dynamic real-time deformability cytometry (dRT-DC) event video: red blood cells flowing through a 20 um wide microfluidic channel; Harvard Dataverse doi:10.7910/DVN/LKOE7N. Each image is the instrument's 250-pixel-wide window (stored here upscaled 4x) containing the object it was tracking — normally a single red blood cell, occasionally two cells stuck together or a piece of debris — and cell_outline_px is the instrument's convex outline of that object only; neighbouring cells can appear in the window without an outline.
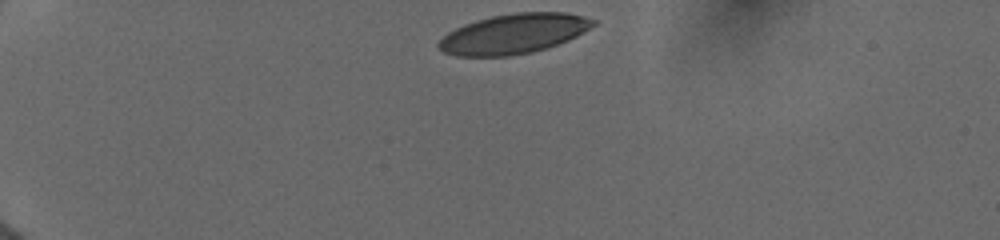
{"species": "human", "species_latin": "Homo sapiens", "temperature_condition": "cold", "stored_images_in_passage": 55, "camera_frame_rate_fps": 3000, "um_per_image_px": 0.085, "donor": {"sex": "female"}, "frame": {"image": 1, "passage_image": 1, "time_ms": 0.0, "image_size_px": [1000, 240], "cell_outline_px": [[596, 24], [576, 36], [568, 40], [532, 52], [508, 56], [456, 56], [444, 52], [436, 44], [448, 32], [464, 24], [476, 20], [492, 16], [516, 12], [564, 12], [584, 16], [596, 20]], "centroid_in_image_um": [43.66, 2.86], "position_along_channel_um": 41.3, "area_um2": 35.66}}
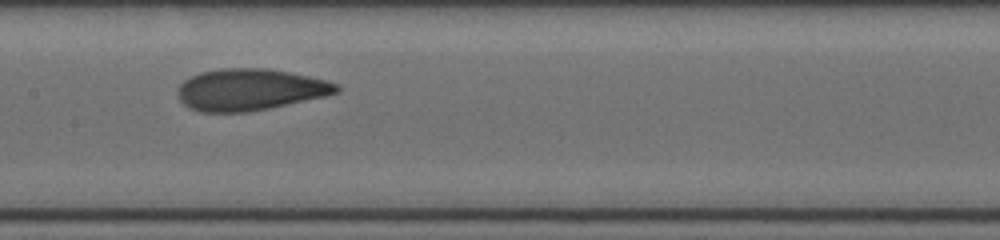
{"frame": {"image": 2, "passage_image": 33, "time_ms": 5.333, "image_size_px": [1000, 240], "cell_outline_px": [[340, 92], [324, 96], [268, 108], [248, 112], [200, 112], [188, 108], [176, 96], [176, 88], [184, 80], [200, 72], [220, 68], [268, 68], [308, 76], [324, 80], [336, 84], [340, 88]], "centroid_in_image_um": [21.17, 7.62], "position_along_channel_um": 186.2, "area_um2": 38.49}}
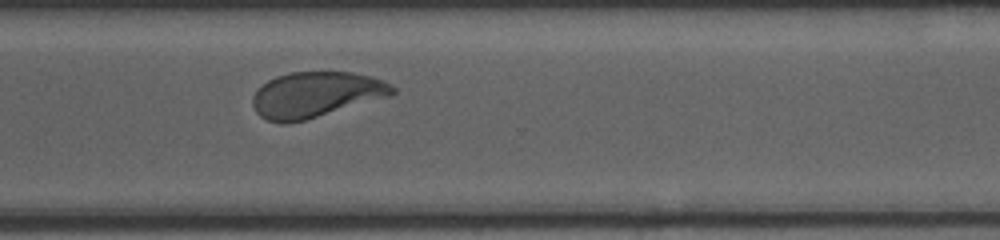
{"frame": {"image": 3, "passage_image": 54, "time_ms": 9.333, "image_size_px": [1000, 240], "cell_outline_px": [[396, 92], [388, 96], [304, 120], [288, 124], [280, 124], [268, 120], [260, 116], [256, 112], [252, 104], [252, 96], [256, 88], [268, 80], [276, 76], [288, 72], [352, 72], [372, 76], [384, 80], [392, 84], [396, 88]], "centroid_in_image_um": [26.81, 8.03], "position_along_channel_um": 343.8, "area_um2": 37.22}}